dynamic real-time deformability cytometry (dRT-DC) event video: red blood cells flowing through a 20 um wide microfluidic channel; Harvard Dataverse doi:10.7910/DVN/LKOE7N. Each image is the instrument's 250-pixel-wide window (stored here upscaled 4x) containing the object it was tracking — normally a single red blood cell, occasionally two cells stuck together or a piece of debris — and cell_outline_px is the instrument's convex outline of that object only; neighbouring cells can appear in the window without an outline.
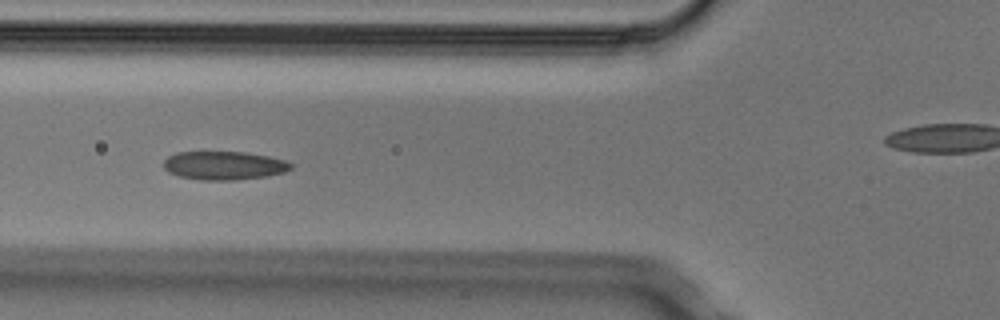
{"species": "Egyptian fruit bat (a non-hibernating species)", "species_latin": "Rousettus aegyptiacus", "temperature_condition": "cold", "stored_images_in_passage": 7, "camera_frame_rate_fps": 3000, "um_per_image_px": 0.085, "animal": {"sex": "male"}, "frame": {"image": 1, "passage_image": 5, "time_ms": 1.333, "image_size_px": [1000, 320], "cell_outline_px": [[292, 168], [284, 172], [264, 176], [236, 180], [200, 180], [180, 176], [168, 172], [164, 168], [164, 160], [168, 156], [176, 152], [244, 152], [268, 156], [284, 160], [292, 164]], "centroid_in_image_um": [19.01, 14.06], "position_along_channel_um": 106.8, "area_um2": 21.04}}
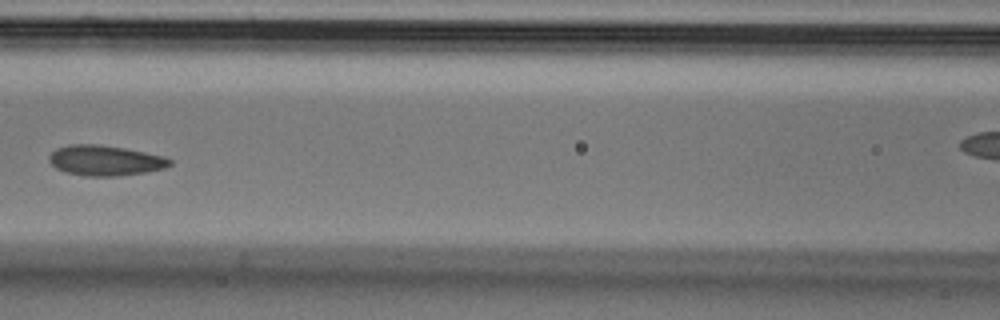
{"frame": {"image": 2, "passage_image": 6, "time_ms": 1.667, "image_size_px": [1000, 320], "cell_outline_px": [[172, 164], [164, 168], [144, 172], [116, 176], [84, 176], [64, 172], [56, 168], [48, 160], [48, 156], [56, 148], [68, 144], [96, 144], [124, 148], [164, 156], [172, 160]], "centroid_in_image_um": [8.9, 13.64], "position_along_channel_um": 157.7, "area_um2": 21.33}}
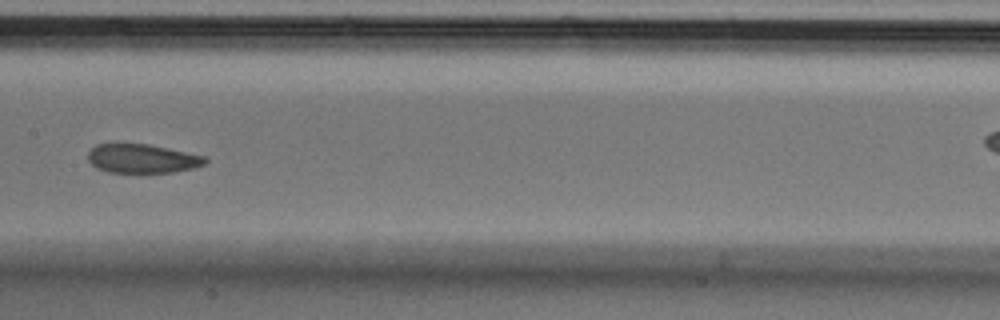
{"frame": {"image": 3, "passage_image": 7, "time_ms": 2.0, "image_size_px": [1000, 320], "cell_outline_px": [[208, 160], [204, 164], [196, 168], [172, 172], [108, 172], [96, 168], [88, 160], [88, 152], [96, 144], [148, 144], [168, 148], [204, 156]], "centroid_in_image_um": [12.09, 13.48], "position_along_channel_um": 195.3, "area_um2": 19.65}}